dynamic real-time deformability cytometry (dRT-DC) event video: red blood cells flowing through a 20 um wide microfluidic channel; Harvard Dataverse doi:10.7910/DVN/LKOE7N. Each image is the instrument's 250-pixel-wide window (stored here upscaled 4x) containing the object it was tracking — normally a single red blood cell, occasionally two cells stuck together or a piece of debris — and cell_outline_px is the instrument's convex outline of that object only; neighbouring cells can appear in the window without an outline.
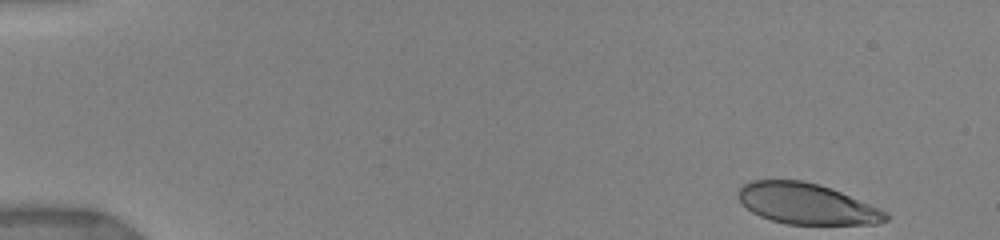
{"species": "human", "species_latin": "Homo sapiens", "temperature_condition": "warm", "stored_images_in_passage": 10, "camera_frame_rate_fps": 3000, "um_per_image_px": 0.085, "donor": {"sex": "female"}, "frame": {"image": 1, "passage_image": 1, "time_ms": 0.0, "image_size_px": [1000, 240], "cell_outline_px": [[888, 220], [876, 224], [788, 224], [772, 220], [760, 216], [752, 212], [736, 196], [736, 192], [744, 184], [752, 180], [800, 180], [820, 184], [832, 188], [880, 208], [888, 212]], "centroid_in_image_um": [68.58, 17.31], "position_along_channel_um": 16.4, "area_um2": 35.14}}